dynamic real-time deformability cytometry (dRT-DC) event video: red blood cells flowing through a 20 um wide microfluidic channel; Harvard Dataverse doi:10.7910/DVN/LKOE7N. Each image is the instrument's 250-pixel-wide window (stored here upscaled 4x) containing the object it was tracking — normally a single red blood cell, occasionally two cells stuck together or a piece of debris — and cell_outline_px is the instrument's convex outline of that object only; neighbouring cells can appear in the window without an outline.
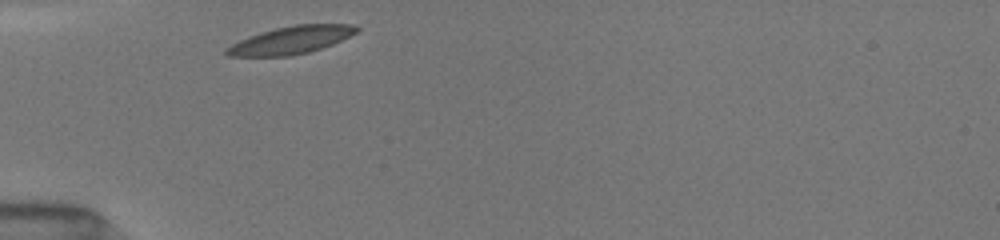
{"species": "common noctule bat (a hibernating species)", "species_latin": "Nyctalus noctula", "temperature_condition": "room temperature", "stored_images_in_passage": 28, "camera_frame_rate_fps": 3000, "um_per_image_px": 0.085, "animal": {"sex": "female", "body_mass_g": 19.5, "forearm_length_mm": 54.1}, "frame": {"image": 1, "passage_image": 1, "time_ms": 0.0, "image_size_px": [1000, 240], "cell_outline_px": [[360, 28], [356, 32], [332, 44], [308, 52], [288, 56], [228, 56], [224, 52], [224, 48], [248, 36], [260, 32], [276, 28], [296, 24], [352, 24]], "centroid_in_image_um": [24.69, 3.4], "position_along_channel_um": 60.3, "area_um2": 20.75}}
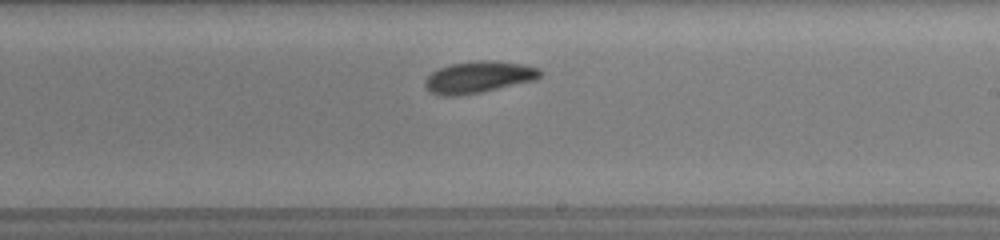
{"frame": {"image": 2, "passage_image": 16, "time_ms": 5.0, "image_size_px": [1000, 240], "cell_outline_px": [[544, 72], [536, 80], [480, 92], [456, 96], [440, 96], [428, 92], [424, 88], [424, 80], [432, 72], [448, 64], [484, 60], [488, 60], [524, 64], [540, 68]], "centroid_in_image_um": [40.66, 6.56], "position_along_channel_um": 248.3, "area_um2": 21.44}}
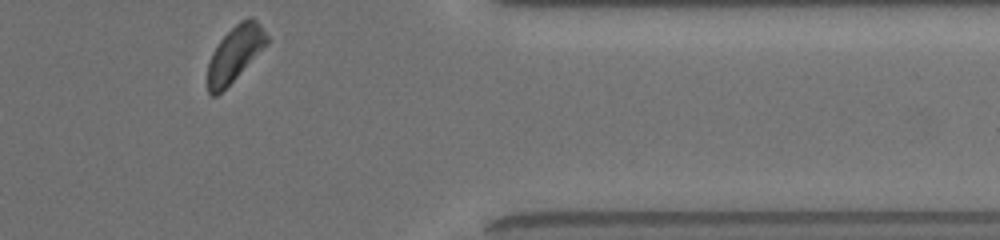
{"frame": {"image": 3, "passage_image": 28, "time_ms": 9.0, "image_size_px": [1000, 240], "cell_outline_px": [[268, 44], [216, 96], [212, 96], [208, 92], [208, 64], [212, 52], [220, 40], [240, 20], [248, 16], [252, 16], [260, 24], [268, 36]], "centroid_in_image_um": [19.98, 4.52], "position_along_channel_um": 391.4, "area_um2": 18.73}, "authors_computed_cell_mechanics": {"area_um2": 20.5768, "velocity_mm_per_s": 3.9452, "shape_relaxation_time_tau1_ms": 2.5664, "shape_relaxation_time_tau2_ms": 6.0818, "deformation_change_tau1": 0.0899, "deformation_change_tau2": 0.1296}}